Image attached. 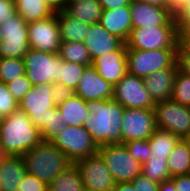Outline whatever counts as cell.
<instances>
[{
    "instance_id": "6da1fadb",
    "label": "cell",
    "mask_w": 190,
    "mask_h": 191,
    "mask_svg": "<svg viewBox=\"0 0 190 191\" xmlns=\"http://www.w3.org/2000/svg\"><path fill=\"white\" fill-rule=\"evenodd\" d=\"M89 110L84 127L97 147L122 143V118L124 107L113 99L86 100Z\"/></svg>"
},
{
    "instance_id": "7a4b0ae2",
    "label": "cell",
    "mask_w": 190,
    "mask_h": 191,
    "mask_svg": "<svg viewBox=\"0 0 190 191\" xmlns=\"http://www.w3.org/2000/svg\"><path fill=\"white\" fill-rule=\"evenodd\" d=\"M42 141L40 131L20 109L0 120V150L6 156H22Z\"/></svg>"
},
{
    "instance_id": "3957f363",
    "label": "cell",
    "mask_w": 190,
    "mask_h": 191,
    "mask_svg": "<svg viewBox=\"0 0 190 191\" xmlns=\"http://www.w3.org/2000/svg\"><path fill=\"white\" fill-rule=\"evenodd\" d=\"M26 172L49 184L72 162L51 141H41L22 155Z\"/></svg>"
},
{
    "instance_id": "277c9868",
    "label": "cell",
    "mask_w": 190,
    "mask_h": 191,
    "mask_svg": "<svg viewBox=\"0 0 190 191\" xmlns=\"http://www.w3.org/2000/svg\"><path fill=\"white\" fill-rule=\"evenodd\" d=\"M177 62V49L138 50L127 49L128 72L140 78L172 67Z\"/></svg>"
},
{
    "instance_id": "5b68a950",
    "label": "cell",
    "mask_w": 190,
    "mask_h": 191,
    "mask_svg": "<svg viewBox=\"0 0 190 191\" xmlns=\"http://www.w3.org/2000/svg\"><path fill=\"white\" fill-rule=\"evenodd\" d=\"M26 76L33 86L59 83L63 60L59 54L29 49L23 57Z\"/></svg>"
},
{
    "instance_id": "8992f818",
    "label": "cell",
    "mask_w": 190,
    "mask_h": 191,
    "mask_svg": "<svg viewBox=\"0 0 190 191\" xmlns=\"http://www.w3.org/2000/svg\"><path fill=\"white\" fill-rule=\"evenodd\" d=\"M179 40L177 26H154L133 28L125 42L127 49L158 50L177 49Z\"/></svg>"
},
{
    "instance_id": "52a82bcc",
    "label": "cell",
    "mask_w": 190,
    "mask_h": 191,
    "mask_svg": "<svg viewBox=\"0 0 190 191\" xmlns=\"http://www.w3.org/2000/svg\"><path fill=\"white\" fill-rule=\"evenodd\" d=\"M98 154L112 174L115 182H130L141 173L142 164L134 159L124 143L98 147Z\"/></svg>"
},
{
    "instance_id": "ba28073f",
    "label": "cell",
    "mask_w": 190,
    "mask_h": 191,
    "mask_svg": "<svg viewBox=\"0 0 190 191\" xmlns=\"http://www.w3.org/2000/svg\"><path fill=\"white\" fill-rule=\"evenodd\" d=\"M51 142L72 162L98 153V147L84 126H66Z\"/></svg>"
},
{
    "instance_id": "9c48e42d",
    "label": "cell",
    "mask_w": 190,
    "mask_h": 191,
    "mask_svg": "<svg viewBox=\"0 0 190 191\" xmlns=\"http://www.w3.org/2000/svg\"><path fill=\"white\" fill-rule=\"evenodd\" d=\"M27 22L17 13L0 25V58H22L30 49Z\"/></svg>"
},
{
    "instance_id": "30bf717a",
    "label": "cell",
    "mask_w": 190,
    "mask_h": 191,
    "mask_svg": "<svg viewBox=\"0 0 190 191\" xmlns=\"http://www.w3.org/2000/svg\"><path fill=\"white\" fill-rule=\"evenodd\" d=\"M156 128L170 131L184 139L190 133V107L165 100L155 103Z\"/></svg>"
},
{
    "instance_id": "8fae6325",
    "label": "cell",
    "mask_w": 190,
    "mask_h": 191,
    "mask_svg": "<svg viewBox=\"0 0 190 191\" xmlns=\"http://www.w3.org/2000/svg\"><path fill=\"white\" fill-rule=\"evenodd\" d=\"M112 99L124 108L154 109L155 106L143 78L129 72L113 86Z\"/></svg>"
},
{
    "instance_id": "7c38bea8",
    "label": "cell",
    "mask_w": 190,
    "mask_h": 191,
    "mask_svg": "<svg viewBox=\"0 0 190 191\" xmlns=\"http://www.w3.org/2000/svg\"><path fill=\"white\" fill-rule=\"evenodd\" d=\"M51 87L52 84L32 86V89L19 101V109L29 116L40 132L47 125L50 108L57 106L52 100Z\"/></svg>"
},
{
    "instance_id": "4fadbf2b",
    "label": "cell",
    "mask_w": 190,
    "mask_h": 191,
    "mask_svg": "<svg viewBox=\"0 0 190 191\" xmlns=\"http://www.w3.org/2000/svg\"><path fill=\"white\" fill-rule=\"evenodd\" d=\"M76 165L84 190L86 191H113L115 180L97 153L74 162Z\"/></svg>"
},
{
    "instance_id": "5bb4252c",
    "label": "cell",
    "mask_w": 190,
    "mask_h": 191,
    "mask_svg": "<svg viewBox=\"0 0 190 191\" xmlns=\"http://www.w3.org/2000/svg\"><path fill=\"white\" fill-rule=\"evenodd\" d=\"M27 28L30 49L53 54L59 53L61 36L57 12L46 19L29 22Z\"/></svg>"
},
{
    "instance_id": "9a60e30c",
    "label": "cell",
    "mask_w": 190,
    "mask_h": 191,
    "mask_svg": "<svg viewBox=\"0 0 190 191\" xmlns=\"http://www.w3.org/2000/svg\"><path fill=\"white\" fill-rule=\"evenodd\" d=\"M156 129L154 109L125 108L122 118V143L147 140Z\"/></svg>"
},
{
    "instance_id": "2e32d148",
    "label": "cell",
    "mask_w": 190,
    "mask_h": 191,
    "mask_svg": "<svg viewBox=\"0 0 190 191\" xmlns=\"http://www.w3.org/2000/svg\"><path fill=\"white\" fill-rule=\"evenodd\" d=\"M129 9L133 28L177 26L176 19L166 8L131 0Z\"/></svg>"
},
{
    "instance_id": "e0dca14e",
    "label": "cell",
    "mask_w": 190,
    "mask_h": 191,
    "mask_svg": "<svg viewBox=\"0 0 190 191\" xmlns=\"http://www.w3.org/2000/svg\"><path fill=\"white\" fill-rule=\"evenodd\" d=\"M91 65L104 80L115 86L128 73L126 44L116 51L93 59Z\"/></svg>"
},
{
    "instance_id": "ac0fdd59",
    "label": "cell",
    "mask_w": 190,
    "mask_h": 191,
    "mask_svg": "<svg viewBox=\"0 0 190 191\" xmlns=\"http://www.w3.org/2000/svg\"><path fill=\"white\" fill-rule=\"evenodd\" d=\"M74 93L83 100H105L113 98V86L104 80L92 66H86Z\"/></svg>"
},
{
    "instance_id": "d6986e66",
    "label": "cell",
    "mask_w": 190,
    "mask_h": 191,
    "mask_svg": "<svg viewBox=\"0 0 190 191\" xmlns=\"http://www.w3.org/2000/svg\"><path fill=\"white\" fill-rule=\"evenodd\" d=\"M124 43L116 35L107 32L100 23L90 24L89 33L84 40V45L89 52L91 60L116 51Z\"/></svg>"
},
{
    "instance_id": "ffe728a7",
    "label": "cell",
    "mask_w": 190,
    "mask_h": 191,
    "mask_svg": "<svg viewBox=\"0 0 190 191\" xmlns=\"http://www.w3.org/2000/svg\"><path fill=\"white\" fill-rule=\"evenodd\" d=\"M178 70V62H176L172 67L156 71L148 77L143 78L145 88L154 103L171 99Z\"/></svg>"
},
{
    "instance_id": "44dd1931",
    "label": "cell",
    "mask_w": 190,
    "mask_h": 191,
    "mask_svg": "<svg viewBox=\"0 0 190 191\" xmlns=\"http://www.w3.org/2000/svg\"><path fill=\"white\" fill-rule=\"evenodd\" d=\"M131 17L129 6L102 10L99 23L107 32L126 42L133 29Z\"/></svg>"
},
{
    "instance_id": "7402d4cb",
    "label": "cell",
    "mask_w": 190,
    "mask_h": 191,
    "mask_svg": "<svg viewBox=\"0 0 190 191\" xmlns=\"http://www.w3.org/2000/svg\"><path fill=\"white\" fill-rule=\"evenodd\" d=\"M25 173L22 156H6L0 167V191H18Z\"/></svg>"
},
{
    "instance_id": "603a6c76",
    "label": "cell",
    "mask_w": 190,
    "mask_h": 191,
    "mask_svg": "<svg viewBox=\"0 0 190 191\" xmlns=\"http://www.w3.org/2000/svg\"><path fill=\"white\" fill-rule=\"evenodd\" d=\"M57 107L62 113V121L66 126H84L89 118L86 101L75 93L64 102L58 104Z\"/></svg>"
},
{
    "instance_id": "cb8c5ba5",
    "label": "cell",
    "mask_w": 190,
    "mask_h": 191,
    "mask_svg": "<svg viewBox=\"0 0 190 191\" xmlns=\"http://www.w3.org/2000/svg\"><path fill=\"white\" fill-rule=\"evenodd\" d=\"M57 21L61 42H84L89 33L90 24L80 22L65 11L57 12Z\"/></svg>"
},
{
    "instance_id": "d4e9b609",
    "label": "cell",
    "mask_w": 190,
    "mask_h": 191,
    "mask_svg": "<svg viewBox=\"0 0 190 191\" xmlns=\"http://www.w3.org/2000/svg\"><path fill=\"white\" fill-rule=\"evenodd\" d=\"M64 11L80 22L94 24L99 23L102 7L98 0H75L66 4Z\"/></svg>"
},
{
    "instance_id": "484cf974",
    "label": "cell",
    "mask_w": 190,
    "mask_h": 191,
    "mask_svg": "<svg viewBox=\"0 0 190 191\" xmlns=\"http://www.w3.org/2000/svg\"><path fill=\"white\" fill-rule=\"evenodd\" d=\"M169 174L172 177L190 175V149L184 139H180L167 160Z\"/></svg>"
},
{
    "instance_id": "4316f807",
    "label": "cell",
    "mask_w": 190,
    "mask_h": 191,
    "mask_svg": "<svg viewBox=\"0 0 190 191\" xmlns=\"http://www.w3.org/2000/svg\"><path fill=\"white\" fill-rule=\"evenodd\" d=\"M174 133L156 128L148 138L151 155L149 157L169 158L171 151L180 140Z\"/></svg>"
},
{
    "instance_id": "83f0119b",
    "label": "cell",
    "mask_w": 190,
    "mask_h": 191,
    "mask_svg": "<svg viewBox=\"0 0 190 191\" xmlns=\"http://www.w3.org/2000/svg\"><path fill=\"white\" fill-rule=\"evenodd\" d=\"M15 3L17 13L27 22L43 20L54 12L46 4L45 0H12Z\"/></svg>"
},
{
    "instance_id": "f1b7e54d",
    "label": "cell",
    "mask_w": 190,
    "mask_h": 191,
    "mask_svg": "<svg viewBox=\"0 0 190 191\" xmlns=\"http://www.w3.org/2000/svg\"><path fill=\"white\" fill-rule=\"evenodd\" d=\"M48 191H84L80 173L74 163L59 173L49 184Z\"/></svg>"
},
{
    "instance_id": "f546056e",
    "label": "cell",
    "mask_w": 190,
    "mask_h": 191,
    "mask_svg": "<svg viewBox=\"0 0 190 191\" xmlns=\"http://www.w3.org/2000/svg\"><path fill=\"white\" fill-rule=\"evenodd\" d=\"M58 54L63 61L86 66H90L92 64L91 57L84 45V42H61Z\"/></svg>"
},
{
    "instance_id": "4dcf8cb0",
    "label": "cell",
    "mask_w": 190,
    "mask_h": 191,
    "mask_svg": "<svg viewBox=\"0 0 190 191\" xmlns=\"http://www.w3.org/2000/svg\"><path fill=\"white\" fill-rule=\"evenodd\" d=\"M167 160L168 158L149 157L142 164L141 173L158 184L164 180H169L171 176L169 174Z\"/></svg>"
},
{
    "instance_id": "1f68e13d",
    "label": "cell",
    "mask_w": 190,
    "mask_h": 191,
    "mask_svg": "<svg viewBox=\"0 0 190 191\" xmlns=\"http://www.w3.org/2000/svg\"><path fill=\"white\" fill-rule=\"evenodd\" d=\"M25 73L22 58H0V81L7 84Z\"/></svg>"
},
{
    "instance_id": "d6a6232c",
    "label": "cell",
    "mask_w": 190,
    "mask_h": 191,
    "mask_svg": "<svg viewBox=\"0 0 190 191\" xmlns=\"http://www.w3.org/2000/svg\"><path fill=\"white\" fill-rule=\"evenodd\" d=\"M85 68L86 65L63 61V67H60L59 72V83L75 91Z\"/></svg>"
},
{
    "instance_id": "836d02e7",
    "label": "cell",
    "mask_w": 190,
    "mask_h": 191,
    "mask_svg": "<svg viewBox=\"0 0 190 191\" xmlns=\"http://www.w3.org/2000/svg\"><path fill=\"white\" fill-rule=\"evenodd\" d=\"M171 100L190 107V75L177 71Z\"/></svg>"
},
{
    "instance_id": "e575fe53",
    "label": "cell",
    "mask_w": 190,
    "mask_h": 191,
    "mask_svg": "<svg viewBox=\"0 0 190 191\" xmlns=\"http://www.w3.org/2000/svg\"><path fill=\"white\" fill-rule=\"evenodd\" d=\"M62 120V113L58 107L50 108V112L47 117V125L40 132L43 141H51L65 129L66 124H64Z\"/></svg>"
},
{
    "instance_id": "d590c367",
    "label": "cell",
    "mask_w": 190,
    "mask_h": 191,
    "mask_svg": "<svg viewBox=\"0 0 190 191\" xmlns=\"http://www.w3.org/2000/svg\"><path fill=\"white\" fill-rule=\"evenodd\" d=\"M19 109V102L12 96L8 85L0 81V118L8 117Z\"/></svg>"
},
{
    "instance_id": "8d00e7d4",
    "label": "cell",
    "mask_w": 190,
    "mask_h": 191,
    "mask_svg": "<svg viewBox=\"0 0 190 191\" xmlns=\"http://www.w3.org/2000/svg\"><path fill=\"white\" fill-rule=\"evenodd\" d=\"M124 145L128 149L130 155L138 160L141 164H144L151 155L150 145L147 140H131L124 142Z\"/></svg>"
},
{
    "instance_id": "74e56055",
    "label": "cell",
    "mask_w": 190,
    "mask_h": 191,
    "mask_svg": "<svg viewBox=\"0 0 190 191\" xmlns=\"http://www.w3.org/2000/svg\"><path fill=\"white\" fill-rule=\"evenodd\" d=\"M12 96L19 102L24 95L32 89V84L26 74L16 78L14 81L7 83Z\"/></svg>"
},
{
    "instance_id": "f35d334b",
    "label": "cell",
    "mask_w": 190,
    "mask_h": 191,
    "mask_svg": "<svg viewBox=\"0 0 190 191\" xmlns=\"http://www.w3.org/2000/svg\"><path fill=\"white\" fill-rule=\"evenodd\" d=\"M177 62L179 70L190 75V45L182 39L177 42Z\"/></svg>"
},
{
    "instance_id": "ab89813d",
    "label": "cell",
    "mask_w": 190,
    "mask_h": 191,
    "mask_svg": "<svg viewBox=\"0 0 190 191\" xmlns=\"http://www.w3.org/2000/svg\"><path fill=\"white\" fill-rule=\"evenodd\" d=\"M178 33H190V0H185L181 10L174 16Z\"/></svg>"
},
{
    "instance_id": "60d3db41",
    "label": "cell",
    "mask_w": 190,
    "mask_h": 191,
    "mask_svg": "<svg viewBox=\"0 0 190 191\" xmlns=\"http://www.w3.org/2000/svg\"><path fill=\"white\" fill-rule=\"evenodd\" d=\"M18 191H48V185L26 172Z\"/></svg>"
},
{
    "instance_id": "b9f144b4",
    "label": "cell",
    "mask_w": 190,
    "mask_h": 191,
    "mask_svg": "<svg viewBox=\"0 0 190 191\" xmlns=\"http://www.w3.org/2000/svg\"><path fill=\"white\" fill-rule=\"evenodd\" d=\"M74 94V91L60 83H53L51 87L52 100L56 105L64 102Z\"/></svg>"
},
{
    "instance_id": "7bdbcfd3",
    "label": "cell",
    "mask_w": 190,
    "mask_h": 191,
    "mask_svg": "<svg viewBox=\"0 0 190 191\" xmlns=\"http://www.w3.org/2000/svg\"><path fill=\"white\" fill-rule=\"evenodd\" d=\"M131 182L135 191H159V184L151 181L142 173L136 176Z\"/></svg>"
},
{
    "instance_id": "ee69618b",
    "label": "cell",
    "mask_w": 190,
    "mask_h": 191,
    "mask_svg": "<svg viewBox=\"0 0 190 191\" xmlns=\"http://www.w3.org/2000/svg\"><path fill=\"white\" fill-rule=\"evenodd\" d=\"M16 14L17 9L12 0H0V25L6 23Z\"/></svg>"
},
{
    "instance_id": "f6af8a7d",
    "label": "cell",
    "mask_w": 190,
    "mask_h": 191,
    "mask_svg": "<svg viewBox=\"0 0 190 191\" xmlns=\"http://www.w3.org/2000/svg\"><path fill=\"white\" fill-rule=\"evenodd\" d=\"M102 10L119 9L130 6L131 0H98Z\"/></svg>"
},
{
    "instance_id": "bcb514c9",
    "label": "cell",
    "mask_w": 190,
    "mask_h": 191,
    "mask_svg": "<svg viewBox=\"0 0 190 191\" xmlns=\"http://www.w3.org/2000/svg\"><path fill=\"white\" fill-rule=\"evenodd\" d=\"M174 181L176 191H190V175L175 176Z\"/></svg>"
},
{
    "instance_id": "7dc6e473",
    "label": "cell",
    "mask_w": 190,
    "mask_h": 191,
    "mask_svg": "<svg viewBox=\"0 0 190 191\" xmlns=\"http://www.w3.org/2000/svg\"><path fill=\"white\" fill-rule=\"evenodd\" d=\"M185 0H166V9L175 16L182 8Z\"/></svg>"
},
{
    "instance_id": "c3c4849f",
    "label": "cell",
    "mask_w": 190,
    "mask_h": 191,
    "mask_svg": "<svg viewBox=\"0 0 190 191\" xmlns=\"http://www.w3.org/2000/svg\"><path fill=\"white\" fill-rule=\"evenodd\" d=\"M45 2L54 13L64 11L66 7V0H45Z\"/></svg>"
},
{
    "instance_id": "681fc988",
    "label": "cell",
    "mask_w": 190,
    "mask_h": 191,
    "mask_svg": "<svg viewBox=\"0 0 190 191\" xmlns=\"http://www.w3.org/2000/svg\"><path fill=\"white\" fill-rule=\"evenodd\" d=\"M113 191H135L133 183L130 182H116Z\"/></svg>"
},
{
    "instance_id": "f907efd6",
    "label": "cell",
    "mask_w": 190,
    "mask_h": 191,
    "mask_svg": "<svg viewBox=\"0 0 190 191\" xmlns=\"http://www.w3.org/2000/svg\"><path fill=\"white\" fill-rule=\"evenodd\" d=\"M159 191H176L174 181L172 179L162 181L159 183Z\"/></svg>"
},
{
    "instance_id": "816d5d0a",
    "label": "cell",
    "mask_w": 190,
    "mask_h": 191,
    "mask_svg": "<svg viewBox=\"0 0 190 191\" xmlns=\"http://www.w3.org/2000/svg\"><path fill=\"white\" fill-rule=\"evenodd\" d=\"M135 1L166 8V0H135Z\"/></svg>"
},
{
    "instance_id": "f5cc1de1",
    "label": "cell",
    "mask_w": 190,
    "mask_h": 191,
    "mask_svg": "<svg viewBox=\"0 0 190 191\" xmlns=\"http://www.w3.org/2000/svg\"><path fill=\"white\" fill-rule=\"evenodd\" d=\"M179 39L185 40L190 45V33H178Z\"/></svg>"
},
{
    "instance_id": "db71d44e",
    "label": "cell",
    "mask_w": 190,
    "mask_h": 191,
    "mask_svg": "<svg viewBox=\"0 0 190 191\" xmlns=\"http://www.w3.org/2000/svg\"><path fill=\"white\" fill-rule=\"evenodd\" d=\"M5 157H6L5 153L2 150H0V167Z\"/></svg>"
},
{
    "instance_id": "11a10c76",
    "label": "cell",
    "mask_w": 190,
    "mask_h": 191,
    "mask_svg": "<svg viewBox=\"0 0 190 191\" xmlns=\"http://www.w3.org/2000/svg\"><path fill=\"white\" fill-rule=\"evenodd\" d=\"M184 140L187 142L188 146H189V149H190V133L189 135H187Z\"/></svg>"
},
{
    "instance_id": "9f6ffc18",
    "label": "cell",
    "mask_w": 190,
    "mask_h": 191,
    "mask_svg": "<svg viewBox=\"0 0 190 191\" xmlns=\"http://www.w3.org/2000/svg\"><path fill=\"white\" fill-rule=\"evenodd\" d=\"M72 1H75V0H66V4L72 2Z\"/></svg>"
}]
</instances>
